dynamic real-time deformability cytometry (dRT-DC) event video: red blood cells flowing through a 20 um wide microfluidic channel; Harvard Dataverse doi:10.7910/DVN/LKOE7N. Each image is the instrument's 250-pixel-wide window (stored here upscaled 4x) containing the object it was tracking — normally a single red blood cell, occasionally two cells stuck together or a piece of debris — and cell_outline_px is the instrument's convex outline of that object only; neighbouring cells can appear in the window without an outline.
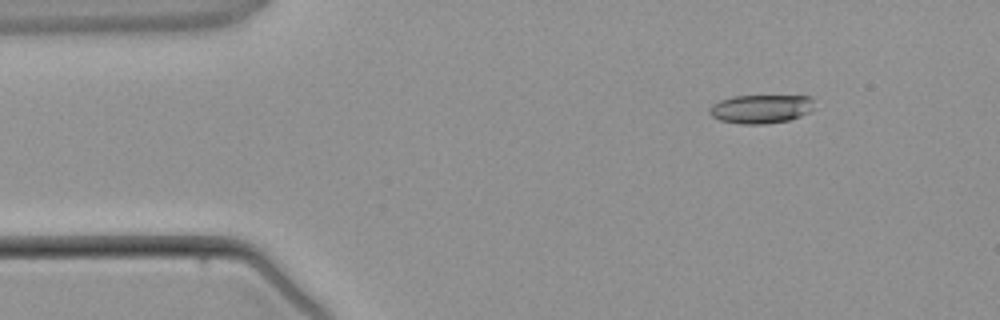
{"species": "common noctule bat (a hibernating species)", "species_latin": "Nyctalus noctula", "temperature_condition": "warm", "stored_images_in_passage": 3, "camera_frame_rate_fps": 3000, "um_per_image_px": 0.085, "animal": {"sex": "male", "body_mass_g": 21.5, "forearm_length_mm": 52.0}, "frame": {"image": 1, "passage_image": 1, "time_ms": 0.0, "image_size_px": [1000, 320], "cell_outline_px": [[812, 108], [808, 112], [800, 116], [788, 120], [764, 124], [740, 124], [720, 120], [712, 116], [708, 112], [708, 108], [712, 104], [720, 100], [732, 96], [812, 96]], "centroid_in_image_um": [64.62, 9.26], "position_along_channel_um": 20.4, "area_um2": 17.46}}
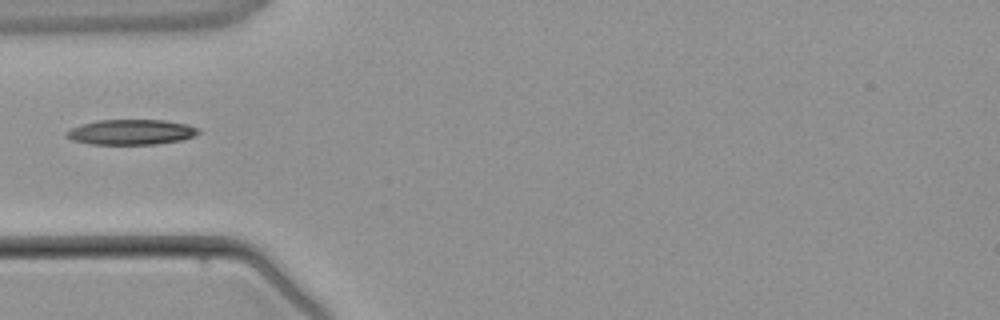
{"frame": {"image": 2, "passage_image": 3, "time_ms": 2.667, "image_size_px": [1000, 320], "cell_outline_px": [[200, 132], [184, 140], [156, 144], [88, 144], [72, 140], [64, 136], [64, 132], [72, 128], [96, 120], [164, 120], [188, 124], [196, 128]], "centroid_in_image_um": [11.12, 11.23], "position_along_channel_um": 73.9, "area_um2": 19.42}}